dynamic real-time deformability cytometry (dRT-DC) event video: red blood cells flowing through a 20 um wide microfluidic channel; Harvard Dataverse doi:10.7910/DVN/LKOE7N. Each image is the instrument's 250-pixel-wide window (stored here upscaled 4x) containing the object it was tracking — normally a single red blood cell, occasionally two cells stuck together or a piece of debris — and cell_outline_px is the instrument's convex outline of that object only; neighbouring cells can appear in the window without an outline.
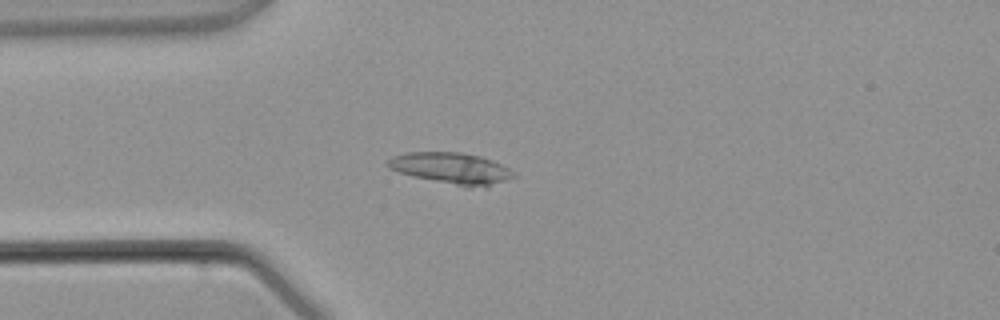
{"species": "common noctule bat (a hibernating species)", "species_latin": "Nyctalus noctula", "temperature_condition": "warm", "stored_images_in_passage": 2, "camera_frame_rate_fps": 3000, "um_per_image_px": 0.085, "animal": {"sex": "male", "body_mass_g": 21.5, "forearm_length_mm": 52.0}, "frame": {"image": 1, "passage_image": 2, "time_ms": 2.0, "image_size_px": [1000, 320], "cell_outline_px": [[516, 176], [488, 188], [468, 188], [412, 176], [388, 168], [384, 164], [392, 156], [408, 152], [460, 152], [480, 156], [492, 160], [508, 168]], "centroid_in_image_um": [38.37, 14.32], "position_along_channel_um": 46.6, "area_um2": 23.24}}